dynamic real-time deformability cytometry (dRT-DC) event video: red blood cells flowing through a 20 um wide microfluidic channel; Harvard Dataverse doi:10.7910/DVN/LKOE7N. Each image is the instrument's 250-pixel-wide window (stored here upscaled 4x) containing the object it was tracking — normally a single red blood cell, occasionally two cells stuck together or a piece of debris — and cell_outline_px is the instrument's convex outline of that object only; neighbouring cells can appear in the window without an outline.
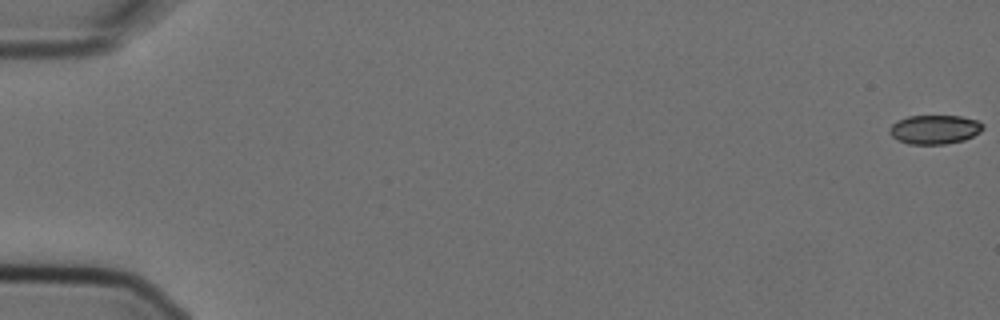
{"species": "Egyptian fruit bat (a non-hibernating species)", "species_latin": "Rousettus aegyptiacus", "temperature_condition": "cold", "stored_images_in_passage": 5, "camera_frame_rate_fps": 3000, "um_per_image_px": 0.085, "animal": {"sex": "female"}, "frame": {"image": 1, "passage_image": 1, "time_ms": 0.0, "image_size_px": [1000, 320], "cell_outline_px": [[984, 128], [980, 132], [964, 140], [944, 144], [908, 144], [896, 140], [888, 132], [888, 128], [896, 120], [908, 116], [960, 116], [980, 120], [984, 124]], "centroid_in_image_um": [79.43, 11.0], "position_along_channel_um": 5.6, "area_um2": 16.07}}